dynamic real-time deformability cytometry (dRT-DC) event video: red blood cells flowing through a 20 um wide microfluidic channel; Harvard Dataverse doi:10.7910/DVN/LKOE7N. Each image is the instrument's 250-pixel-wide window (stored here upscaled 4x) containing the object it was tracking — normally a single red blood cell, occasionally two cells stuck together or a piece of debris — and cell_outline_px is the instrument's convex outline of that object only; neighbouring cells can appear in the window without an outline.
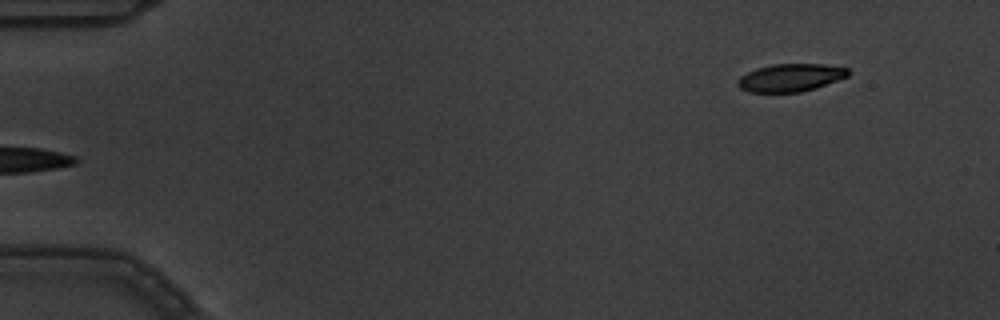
{"species": "common noctule bat (a hibernating species)", "species_latin": "Nyctalus noctula", "temperature_condition": "warm", "stored_images_in_passage": 5, "segment_of_instrument_passage": [2, 2], "camera_frame_rate_fps": 3000, "um_per_image_px": 0.085, "animal": {"sex": "male", "body_mass_g": 19.5, "forearm_length_mm": 54.6}, "frame": {"image": 1, "passage_image": 5, "time_ms": 1.333, "image_size_px": [1000, 320], "cell_outline_px": [[852, 72], [848, 76], [816, 88], [800, 92], [748, 92], [740, 88], [736, 84], [736, 80], [740, 76], [756, 68], [772, 64], [824, 64], [848, 68]], "centroid_in_image_um": [67.19, 6.6], "position_along_channel_um": 17.8, "area_um2": 18.03}}